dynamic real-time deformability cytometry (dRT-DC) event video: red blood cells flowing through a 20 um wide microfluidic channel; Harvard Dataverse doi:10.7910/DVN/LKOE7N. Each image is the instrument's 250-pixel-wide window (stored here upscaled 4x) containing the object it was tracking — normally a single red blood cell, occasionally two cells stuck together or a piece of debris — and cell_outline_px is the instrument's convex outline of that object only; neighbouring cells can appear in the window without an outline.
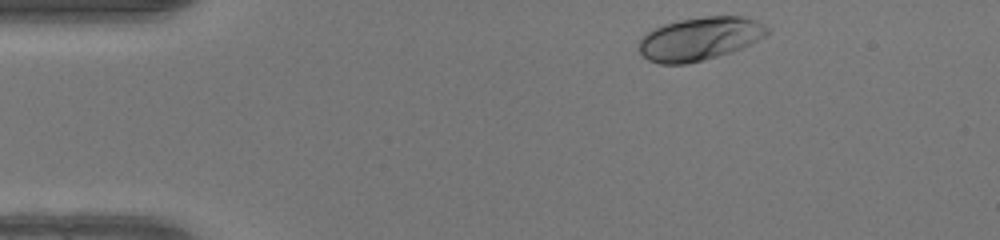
{"species": "human", "species_latin": "Homo sapiens", "temperature_condition": "warm", "stored_images_in_passage": 37, "camera_frame_rate_fps": 3000, "um_per_image_px": 0.085, "donor": {"sex": "female"}, "frame": {"image": 1, "passage_image": 2, "time_ms": 0.333, "image_size_px": [1000, 240], "cell_outline_px": [[768, 32], [764, 36], [732, 52], [684, 64], [660, 64], [648, 60], [640, 52], [640, 40], [648, 32], [664, 24], [680, 20], [704, 16], [744, 16], [756, 20], [764, 24], [768, 28]], "centroid_in_image_um": [59.48, 3.28], "position_along_channel_um": 25.5, "area_um2": 31.79}}
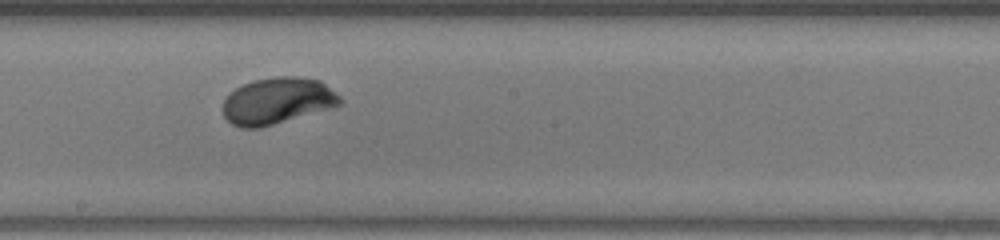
{"frame": {"image": 2, "passage_image": 22, "time_ms": 7.0, "image_size_px": [1000, 240], "cell_outline_px": [[344, 100], [340, 104], [332, 108], [260, 128], [240, 128], [232, 124], [224, 116], [224, 100], [236, 88], [252, 80], [276, 76], [300, 76], [320, 80], [336, 92]], "centroid_in_image_um": [23.61, 8.57], "position_along_channel_um": 224.6, "area_um2": 31.85}}
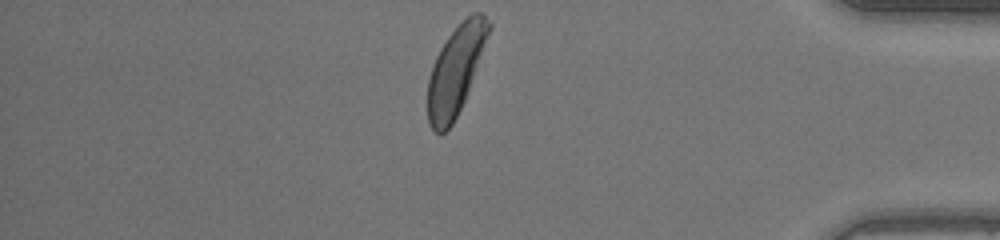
{"frame": {"image": 3, "passage_image": 37, "time_ms": 12.0, "image_size_px": [1000, 240], "cell_outline_px": [[492, 28], [464, 100], [452, 124], [444, 132], [436, 132], [428, 124], [428, 76], [436, 56], [440, 48], [448, 36], [472, 12], [484, 12], [492, 24]], "centroid_in_image_um": [38.74, 5.92], "position_along_channel_um": 396.5, "area_um2": 31.1}, "authors_computed_cell_mechanics": {"area_um2": 31.1542, "velocity_mm_per_s": 4.1188, "shape_relaxation_time_tau1_ms": 2.9799, "shape_relaxation_time_tau2_ms": null, "deformation_change_tau1": 0.1924, "deformation_change_tau2": null}}